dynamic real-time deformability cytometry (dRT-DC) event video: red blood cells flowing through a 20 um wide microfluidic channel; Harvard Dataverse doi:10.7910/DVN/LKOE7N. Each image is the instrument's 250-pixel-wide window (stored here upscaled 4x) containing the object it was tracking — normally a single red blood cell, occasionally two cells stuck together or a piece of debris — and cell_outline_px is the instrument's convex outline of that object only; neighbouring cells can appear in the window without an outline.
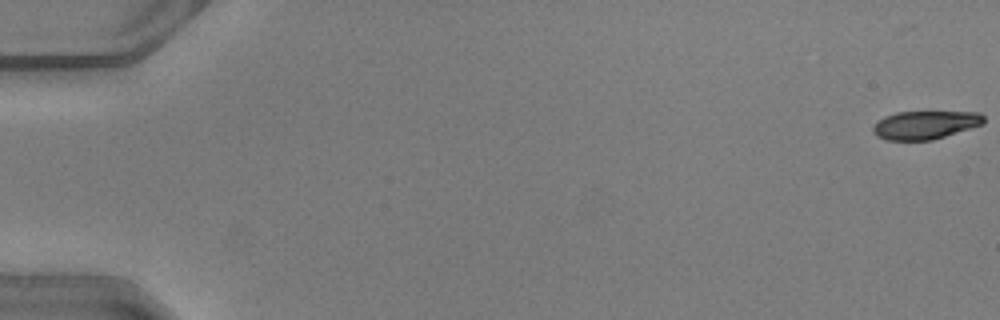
{"species": "common noctule bat (a hibernating species)", "species_latin": "Nyctalus noctula", "temperature_condition": "warm", "stored_images_in_passage": 52, "camera_frame_rate_fps": 3000, "um_per_image_px": 0.085, "animal": {"sex": "male", "body_mass_g": 20.5, "forearm_length_mm": 52.5}, "frame": {"image": 1, "passage_image": 2, "time_ms": 0.333, "image_size_px": [1000, 320], "cell_outline_px": [[984, 124], [932, 140], [884, 140], [876, 136], [872, 132], [872, 128], [884, 116], [896, 112], [980, 112], [984, 116]], "centroid_in_image_um": [78.63, 10.62], "position_along_channel_um": 6.4, "area_um2": 18.26}}
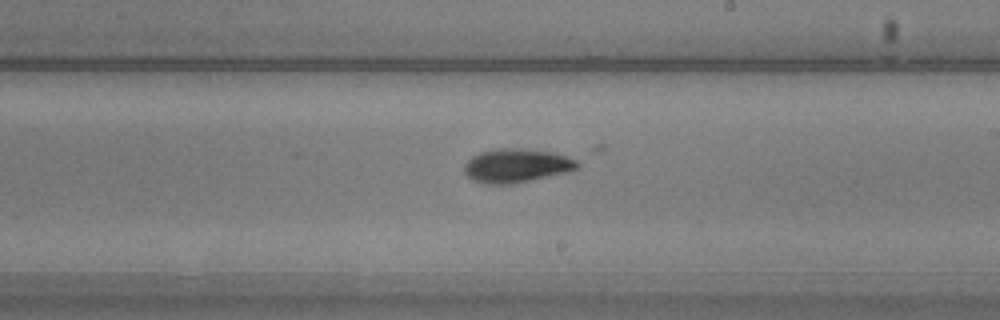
{"frame": {"image": 2, "passage_image": 32, "time_ms": 10.333, "image_size_px": [1000, 320], "cell_outline_px": [[580, 168], [568, 172], [512, 184], [480, 184], [472, 180], [464, 172], [464, 164], [472, 156], [480, 152], [552, 152], [576, 160], [580, 164]], "centroid_in_image_um": [43.9, 14.17], "position_along_channel_um": 245.1, "area_um2": 21.04}}
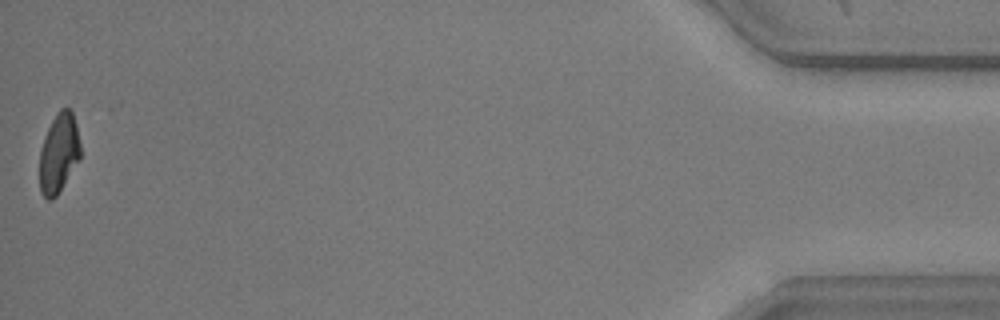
{"frame": {"image": 3, "passage_image": 52, "time_ms": 17.0, "image_size_px": [1000, 320], "cell_outline_px": [[80, 160], [56, 196], [52, 200], [48, 200], [40, 192], [40, 152], [48, 128], [52, 120], [60, 108], [68, 108], [72, 112], [76, 124], [80, 144]], "centroid_in_image_um": [5.01, 13.04], "position_along_channel_um": 430.2, "area_um2": 18.73}, "authors_computed_cell_mechanics": {"area_um2": 20.6057, "velocity_mm_per_s": 4.1088, "shape_relaxation_time_tau1_ms": 3.8741, "shape_relaxation_time_tau2_ms": null, "deformation_change_tau1": 0.158, "deformation_change_tau2": null}}